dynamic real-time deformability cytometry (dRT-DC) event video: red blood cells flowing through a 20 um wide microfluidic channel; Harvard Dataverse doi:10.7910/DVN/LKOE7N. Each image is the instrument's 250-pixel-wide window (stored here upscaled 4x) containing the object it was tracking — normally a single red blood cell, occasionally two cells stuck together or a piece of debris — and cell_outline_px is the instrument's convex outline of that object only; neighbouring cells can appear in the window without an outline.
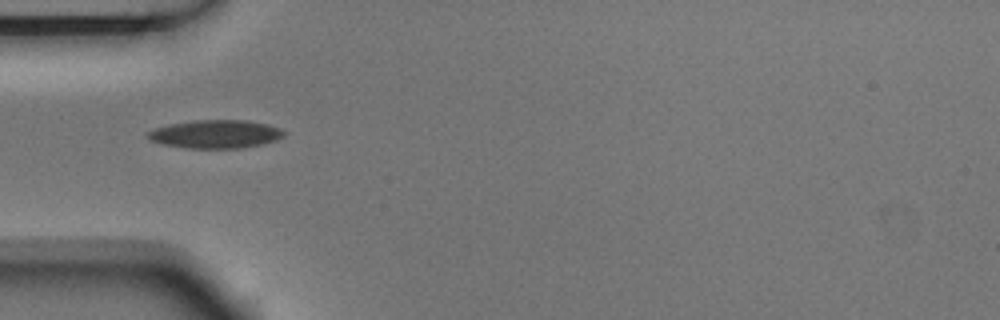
{"species": "Egyptian fruit bat (a non-hibernating species)", "species_latin": "Rousettus aegyptiacus", "temperature_condition": "room temperature", "stored_images_in_passage": 1, "camera_frame_rate_fps": 3000, "um_per_image_px": 0.085, "animal": {"sex": "male"}, "frame": {"image": 1, "passage_image": 1, "time_ms": 0.0, "image_size_px": [1000, 320], "cell_outline_px": [[288, 132], [284, 136], [276, 140], [260, 144], [240, 148], [188, 148], [164, 144], [148, 140], [144, 136], [148, 132], [156, 128], [172, 124], [196, 120], [248, 120], [268, 124], [280, 128]], "centroid_in_image_um": [18.35, 11.39], "position_along_channel_um": 66.7, "area_um2": 22.43}}